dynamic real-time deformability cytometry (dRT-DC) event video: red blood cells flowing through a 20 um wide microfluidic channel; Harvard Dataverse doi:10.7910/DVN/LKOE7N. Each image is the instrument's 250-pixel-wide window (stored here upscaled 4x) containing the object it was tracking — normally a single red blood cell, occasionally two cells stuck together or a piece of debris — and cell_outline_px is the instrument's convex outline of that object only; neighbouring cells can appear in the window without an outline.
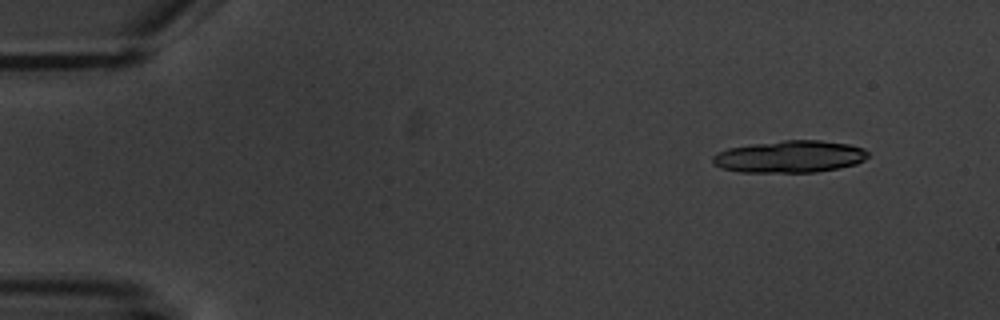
{"species": "common noctule bat (a hibernating species)", "species_latin": "Nyctalus noctula", "temperature_condition": "warm", "stored_images_in_passage": 6, "camera_frame_rate_fps": 3000, "um_per_image_px": 0.085, "animal": {"sex": "male", "body_mass_g": 20.1, "forearm_length_mm": 53.5}, "frame": {"image": 1, "passage_image": 2, "time_ms": 1.333, "image_size_px": [1000, 320], "cell_outline_px": [[868, 156], [864, 160], [856, 164], [840, 168], [816, 172], [740, 172], [720, 168], [712, 164], [712, 156], [728, 148], [752, 144], [784, 140], [820, 140], [848, 144], [864, 148], [868, 152]], "centroid_in_image_um": [67.13, 13.32], "position_along_channel_um": 17.9, "area_um2": 29.13}}